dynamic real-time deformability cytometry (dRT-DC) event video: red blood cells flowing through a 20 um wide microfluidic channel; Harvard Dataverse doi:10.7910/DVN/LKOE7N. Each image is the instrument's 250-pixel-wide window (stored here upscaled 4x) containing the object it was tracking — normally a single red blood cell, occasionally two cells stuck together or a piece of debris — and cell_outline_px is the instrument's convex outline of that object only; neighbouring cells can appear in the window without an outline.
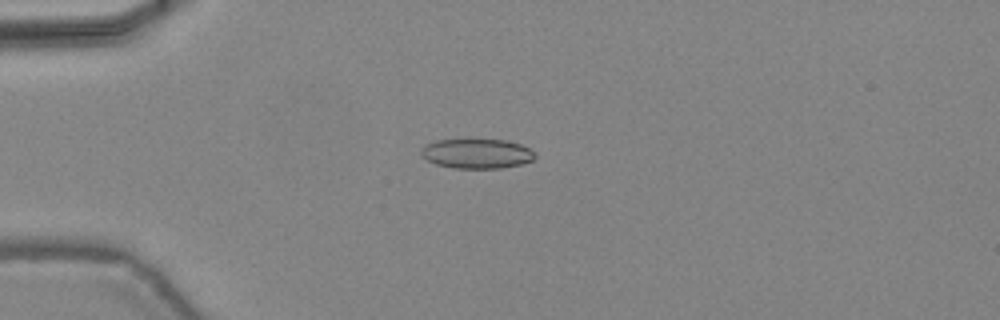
{"species": "common noctule bat (a hibernating species)", "species_latin": "Nyctalus noctula", "temperature_condition": "warm", "stored_images_in_passage": 24, "camera_frame_rate_fps": 3000, "um_per_image_px": 0.085, "animal": {"sex": "female", "body_mass_g": 24.6, "forearm_length_mm": 56.2}, "frame": {"image": 1, "passage_image": 13, "time_ms": 4.0, "image_size_px": [1000, 320], "cell_outline_px": [[536, 156], [532, 160], [520, 164], [500, 168], [452, 168], [436, 164], [420, 156], [420, 148], [424, 144], [436, 140], [504, 140], [520, 144], [528, 148]], "centroid_in_image_um": [40.46, 13.06], "position_along_channel_um": 44.5, "area_um2": 19.59}}
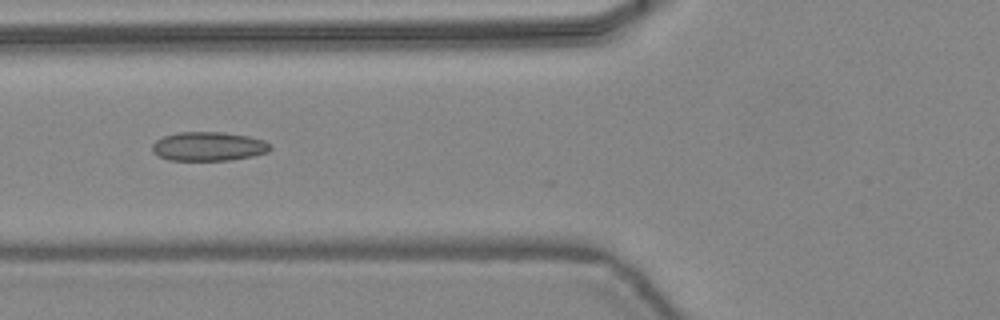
{"frame": {"image": 2, "passage_image": 19, "time_ms": 6.0, "image_size_px": [1000, 320], "cell_outline_px": [[272, 148], [268, 152], [252, 156], [228, 160], [168, 160], [156, 156], [152, 152], [152, 144], [156, 140], [164, 136], [180, 132], [224, 132], [248, 136], [264, 140], [272, 144]], "centroid_in_image_um": [17.72, 12.44], "position_along_channel_um": 108.1, "area_um2": 20.11}}
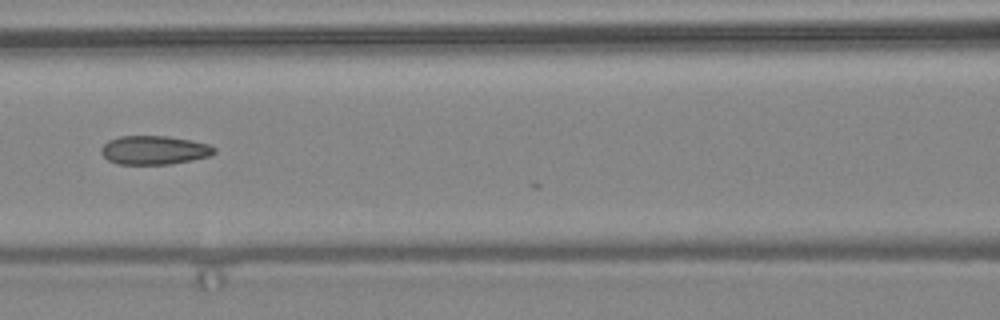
{"frame": {"image": 3, "passage_image": 22, "time_ms": 7.0, "image_size_px": [1000, 320], "cell_outline_px": [[216, 152], [212, 156], [192, 160], [168, 164], [116, 164], [108, 160], [100, 152], [100, 148], [108, 140], [120, 136], [168, 136], [192, 140], [208, 144], [216, 148]], "centroid_in_image_um": [13.12, 12.76], "position_along_channel_um": 153.5, "area_um2": 19.13}}